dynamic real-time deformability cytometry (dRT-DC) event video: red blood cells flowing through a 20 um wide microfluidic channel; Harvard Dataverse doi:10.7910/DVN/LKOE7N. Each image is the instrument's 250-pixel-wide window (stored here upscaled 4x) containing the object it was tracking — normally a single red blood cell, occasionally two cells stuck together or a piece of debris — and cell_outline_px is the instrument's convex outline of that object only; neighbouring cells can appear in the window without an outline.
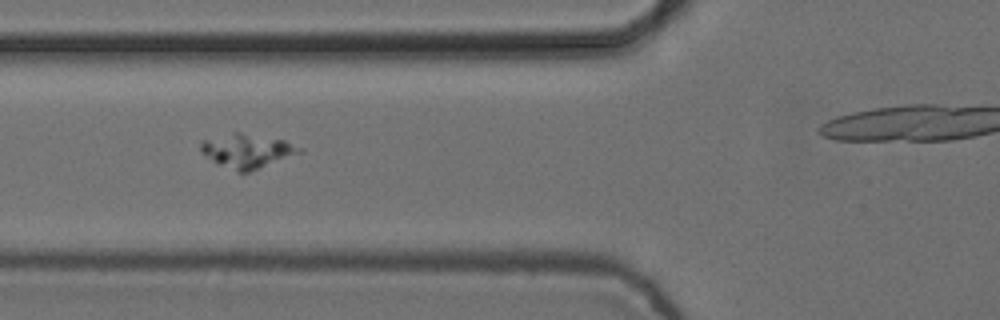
{"species": "common noctule bat (a hibernating species)", "species_latin": "Nyctalus noctula", "temperature_condition": "cold", "stored_images_in_passage": 10, "camera_frame_rate_fps": 3000, "um_per_image_px": 0.085, "animal": {"sex": "female", "body_mass_g": 24.6, "forearm_length_mm": 56.2}, "frame": {"image": 1, "passage_image": 5, "time_ms": 1.333, "image_size_px": [1000, 320], "cell_outline_px": [[304, 152], [248, 172], [236, 172], [212, 160], [200, 152], [200, 144], [204, 140], [232, 132], [240, 132], [284, 140], [304, 148]], "centroid_in_image_um": [21.04, 12.82], "position_along_channel_um": 104.8, "area_um2": 19.48}}
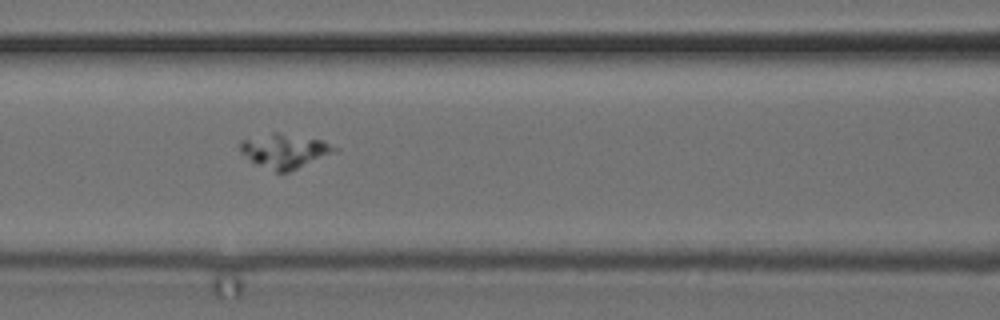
{"frame": {"image": 2, "passage_image": 6, "time_ms": 1.667, "image_size_px": [1000, 320], "cell_outline_px": [[340, 148], [336, 152], [288, 172], [276, 172], [256, 164], [240, 152], [240, 140], [272, 132], [276, 132], [320, 140]], "centroid_in_image_um": [24.18, 12.83], "position_along_channel_um": 142.4, "area_um2": 18.67}}
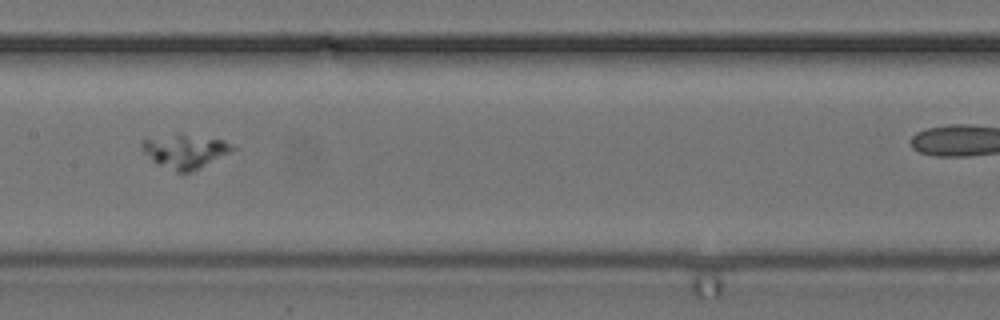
{"frame": {"image": 3, "passage_image": 7, "time_ms": 2.0, "image_size_px": [1000, 320], "cell_outline_px": [[236, 148], [188, 172], [176, 172], [156, 164], [144, 152], [140, 144], [144, 140], [176, 132], [180, 132], [224, 140]], "centroid_in_image_um": [15.66, 12.8], "position_along_channel_um": 191.7, "area_um2": 17.57}}